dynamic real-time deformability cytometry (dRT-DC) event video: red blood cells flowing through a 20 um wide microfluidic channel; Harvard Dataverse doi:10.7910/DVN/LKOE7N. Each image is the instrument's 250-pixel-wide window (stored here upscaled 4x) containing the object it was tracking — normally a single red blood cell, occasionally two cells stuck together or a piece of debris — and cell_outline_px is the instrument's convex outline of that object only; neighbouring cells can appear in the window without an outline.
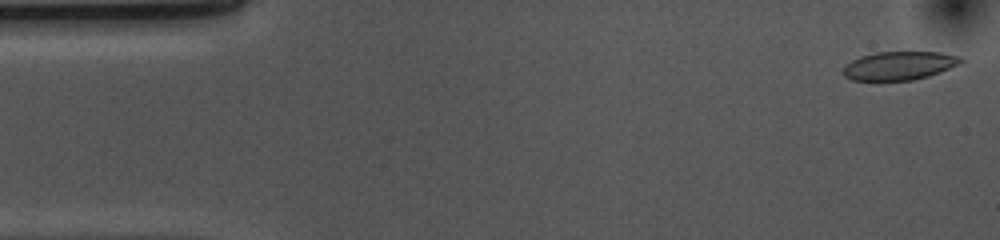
{"species": "common noctule bat (a hibernating species)", "species_latin": "Nyctalus noctula", "temperature_condition": "cold", "stored_images_in_passage": 52, "camera_frame_rate_fps": 3000, "um_per_image_px": 0.085, "animal": {"sex": "female", "body_mass_g": 10.0, "forearm_length_mm": 53.1}, "frame": {"image": 1, "passage_image": 1, "time_ms": 0.0, "image_size_px": [1000, 240], "cell_outline_px": [[964, 60], [960, 64], [940, 72], [928, 76], [912, 80], [852, 80], [844, 76], [844, 68], [852, 60], [860, 56], [876, 52], [940, 52], [960, 56]], "centroid_in_image_um": [76.47, 5.57], "position_along_channel_um": 8.5, "area_um2": 19.42}}
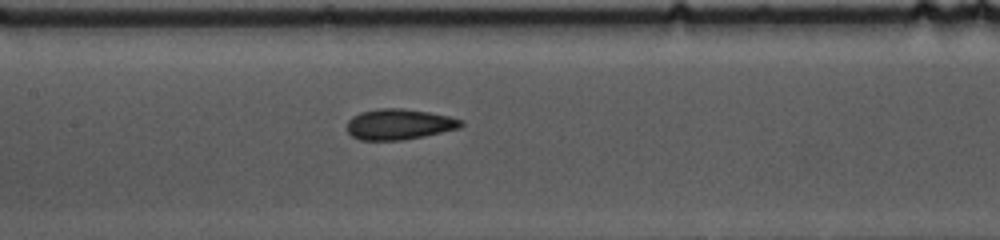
{"frame": {"image": 2, "passage_image": 23, "time_ms": 7.333, "image_size_px": [1000, 240], "cell_outline_px": [[464, 124], [460, 128], [424, 136], [400, 140], [360, 140], [352, 136], [348, 132], [348, 120], [352, 116], [360, 112], [380, 108], [400, 108], [428, 112], [448, 116], [464, 120]], "centroid_in_image_um": [33.93, 10.56], "position_along_channel_um": 173.5, "area_um2": 20.35}}
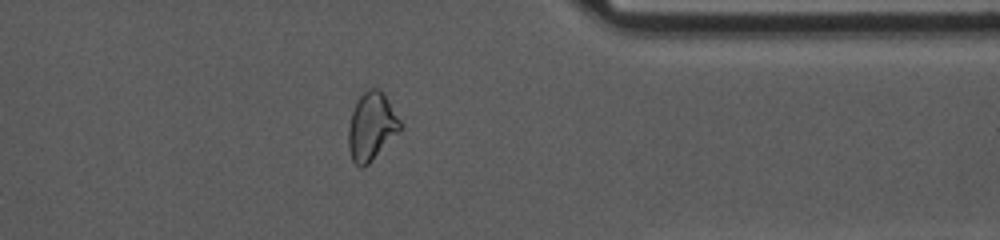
{"frame": {"image": 3, "passage_image": 41, "time_ms": 13.333, "image_size_px": [1000, 240], "cell_outline_px": [[404, 128], [364, 168], [360, 168], [352, 160], [348, 148], [348, 128], [352, 112], [356, 100], [368, 88], [376, 88], [384, 96], [404, 124]], "centroid_in_image_um": [31.59, 10.78], "position_along_channel_um": 379.8, "area_um2": 20.58}, "authors_computed_cell_mechanics": {"area_um2": 20.4323, "velocity_mm_per_s": 3.6801, "shape_relaxation_time_tau1_ms": 5.8189, "shape_relaxation_time_tau2_ms": 1.7343, "deformation_change_tau1": 0.1516, "deformation_change_tau2": 0.0646}}